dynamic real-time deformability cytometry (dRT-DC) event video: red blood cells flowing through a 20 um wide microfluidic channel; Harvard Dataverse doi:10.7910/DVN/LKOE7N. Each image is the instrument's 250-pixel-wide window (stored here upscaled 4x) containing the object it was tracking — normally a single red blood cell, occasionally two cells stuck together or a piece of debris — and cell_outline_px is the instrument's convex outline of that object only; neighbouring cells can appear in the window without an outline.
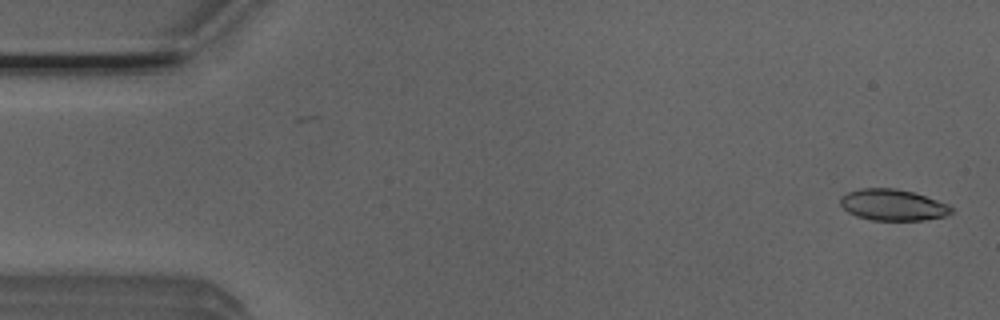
{"species": "Egyptian fruit bat (a non-hibernating species)", "species_latin": "Rousettus aegyptiacus", "temperature_condition": "room temperature", "stored_images_in_passage": 35, "camera_frame_rate_fps": 3000, "um_per_image_px": 0.085, "animal": {"sex": "male"}, "frame": {"image": 1, "passage_image": 1, "time_ms": 0.0, "image_size_px": [1000, 320], "cell_outline_px": [[952, 212], [944, 216], [924, 220], [872, 220], [856, 216], [848, 212], [840, 204], [840, 196], [848, 192], [860, 188], [896, 188], [912, 192], [948, 204], [952, 208]], "centroid_in_image_um": [75.85, 17.41], "position_along_channel_um": 9.1, "area_um2": 20.11}}
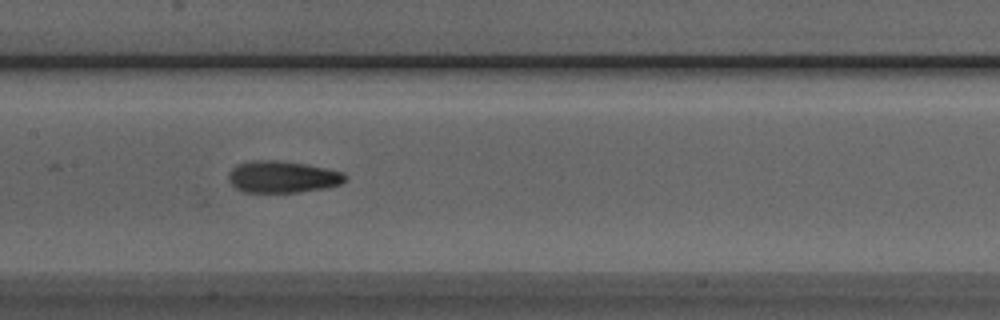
{"frame": {"image": 2, "passage_image": 24, "time_ms": 7.667, "image_size_px": [1000, 320], "cell_outline_px": [[348, 176], [340, 184], [328, 188], [300, 192], [244, 192], [236, 188], [228, 180], [228, 172], [236, 164], [252, 160], [276, 160], [308, 164], [344, 172]], "centroid_in_image_um": [24.01, 15.03], "position_along_channel_um": 183.4, "area_um2": 21.91}}
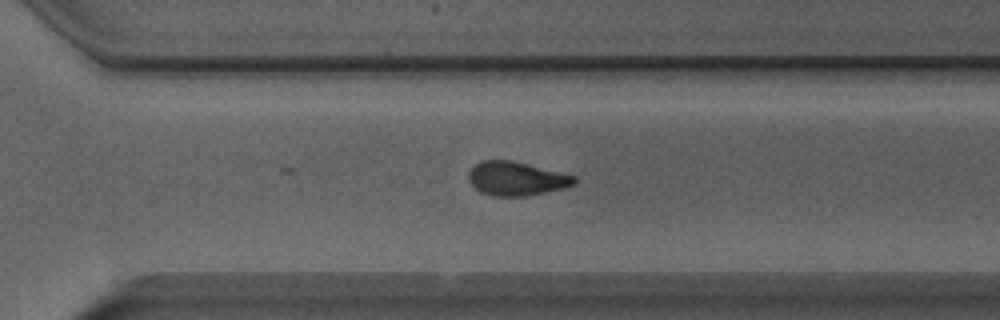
{"frame": {"image": 3, "passage_image": 35, "time_ms": 11.333, "image_size_px": [1000, 320], "cell_outline_px": [[576, 180], [572, 184], [564, 188], [528, 196], [492, 196], [480, 192], [468, 180], [468, 172], [480, 160], [512, 160], [576, 176]], "centroid_in_image_um": [43.86, 15.18], "position_along_channel_um": 326.7, "area_um2": 20.81}}